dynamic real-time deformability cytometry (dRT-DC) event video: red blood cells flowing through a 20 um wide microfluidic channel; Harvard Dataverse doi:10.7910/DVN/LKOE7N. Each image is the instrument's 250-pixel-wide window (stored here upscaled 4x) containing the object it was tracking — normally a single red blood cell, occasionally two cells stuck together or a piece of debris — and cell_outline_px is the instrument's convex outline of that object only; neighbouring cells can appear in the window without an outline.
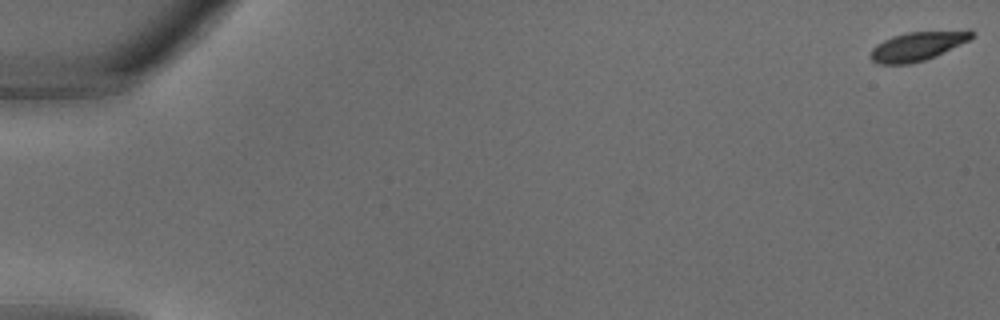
{"species": "common noctule bat (a hibernating species)", "species_latin": "Nyctalus noctula", "temperature_condition": "warm", "stored_images_in_passage": 35, "camera_frame_rate_fps": 3000, "um_per_image_px": 0.085, "animal": {"sex": "male", "body_mass_g": 18.8}, "frame": {"image": 1, "passage_image": 1, "time_ms": 0.0, "image_size_px": [1000, 320], "cell_outline_px": [[976, 32], [968, 40], [936, 56], [924, 60], [908, 64], [880, 64], [872, 60], [868, 56], [872, 48], [876, 44], [892, 36], [908, 32], [968, 28]], "centroid_in_image_um": [78.02, 3.88], "position_along_channel_um": 7.0, "area_um2": 17.46}}
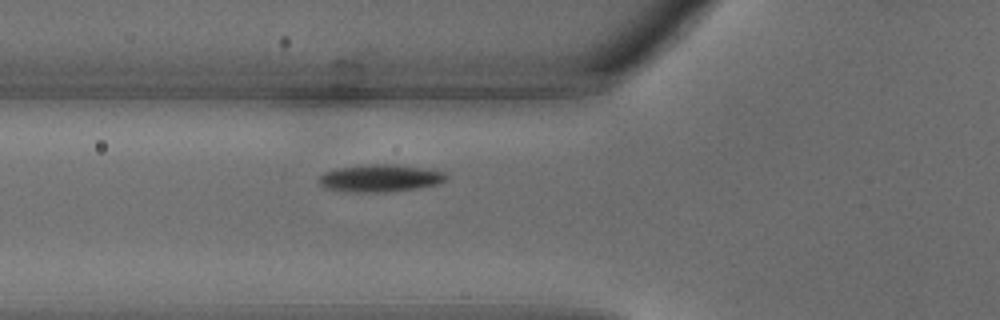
{"frame": {"image": 2, "passage_image": 14, "time_ms": 4.333, "image_size_px": [1000, 320], "cell_outline_px": [[448, 176], [444, 180], [436, 184], [416, 188], [384, 192], [348, 192], [324, 188], [316, 180], [324, 172], [336, 168], [372, 164], [396, 164], [444, 172]], "centroid_in_image_um": [32.23, 15.15], "position_along_channel_um": 93.6, "area_um2": 20.17}}
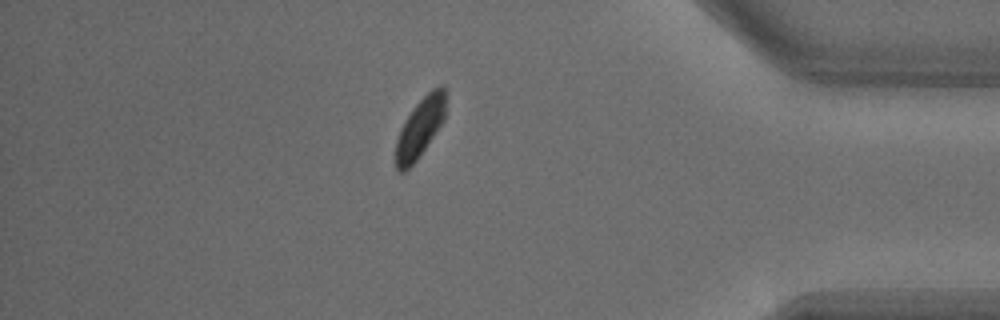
{"frame": {"image": 3, "passage_image": 31, "time_ms": 10.0, "image_size_px": [1000, 320], "cell_outline_px": [[444, 120], [416, 160], [404, 172], [400, 172], [396, 168], [396, 140], [400, 128], [404, 120], [412, 108], [432, 88], [440, 84], [444, 84]], "centroid_in_image_um": [35.67, 10.84], "position_along_channel_um": 399.5, "area_um2": 16.99}}